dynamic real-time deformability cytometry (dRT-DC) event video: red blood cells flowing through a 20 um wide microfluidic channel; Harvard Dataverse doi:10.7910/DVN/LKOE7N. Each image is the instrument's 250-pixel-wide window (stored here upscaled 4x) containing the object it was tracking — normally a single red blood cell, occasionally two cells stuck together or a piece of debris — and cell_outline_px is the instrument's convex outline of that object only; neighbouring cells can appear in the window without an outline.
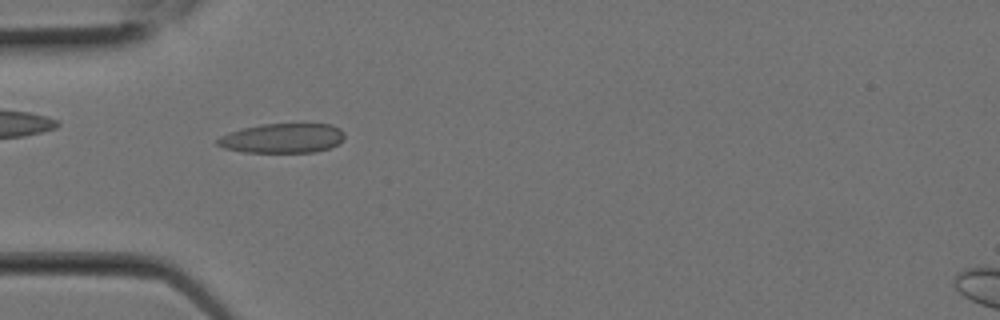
{"species": "Egyptian fruit bat (a non-hibernating species)", "species_latin": "Rousettus aegyptiacus", "temperature_condition": "room temperature", "stored_images_in_passage": 8, "camera_frame_rate_fps": 3000, "um_per_image_px": 0.085, "animal": {"sex": "female"}, "frame": {"image": 1, "passage_image": 7, "time_ms": 2.0, "image_size_px": [1000, 320], "cell_outline_px": [[344, 140], [332, 148], [316, 152], [244, 152], [224, 148], [216, 144], [216, 140], [220, 136], [244, 128], [260, 124], [332, 124], [340, 128], [344, 132]], "centroid_in_image_um": [24.06, 11.75], "position_along_channel_um": 60.9, "area_um2": 22.02}}